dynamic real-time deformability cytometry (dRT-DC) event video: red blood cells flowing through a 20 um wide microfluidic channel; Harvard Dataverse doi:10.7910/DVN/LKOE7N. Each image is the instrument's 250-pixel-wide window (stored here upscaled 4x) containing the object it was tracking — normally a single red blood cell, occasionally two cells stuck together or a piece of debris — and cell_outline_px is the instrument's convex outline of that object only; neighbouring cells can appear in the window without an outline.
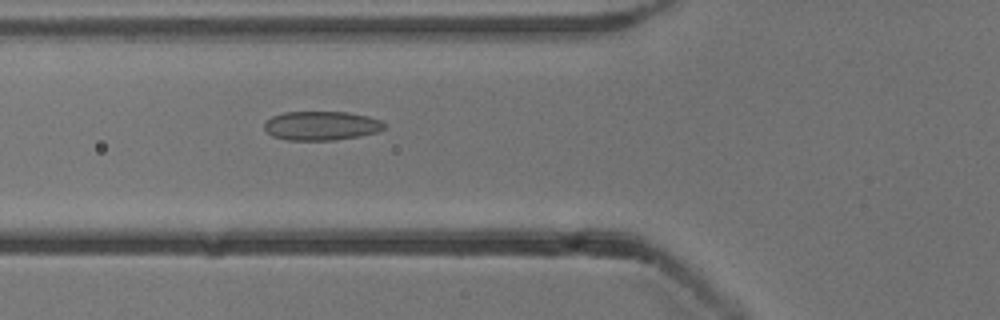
{"species": "common noctule bat (a hibernating species)", "species_latin": "Nyctalus noctula", "temperature_condition": "cold", "stored_images_in_passage": 54, "camera_frame_rate_fps": 3000, "um_per_image_px": 0.085, "animal": {"sex": "male", "body_mass_g": 13.3}, "frame": {"image": 1, "passage_image": 20, "time_ms": 6.333, "image_size_px": [1000, 320], "cell_outline_px": [[388, 124], [384, 128], [376, 132], [360, 136], [336, 140], [288, 140], [272, 136], [264, 128], [264, 124], [272, 116], [284, 112], [348, 112], [368, 116], [380, 120]], "centroid_in_image_um": [27.34, 10.68], "position_along_channel_um": 98.5, "area_um2": 20.35}}
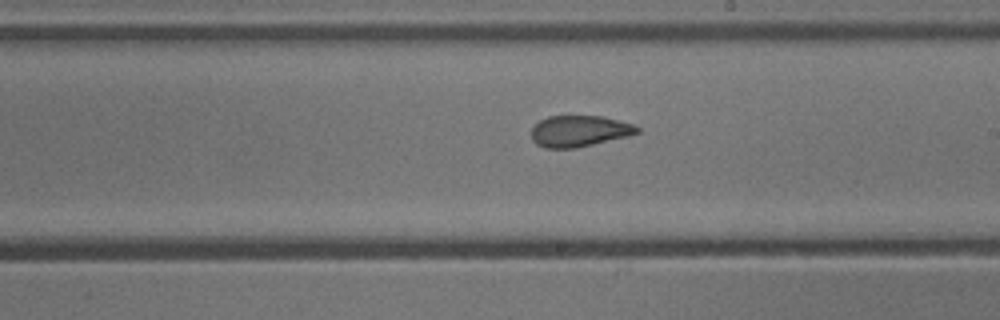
{"frame": {"image": 2, "passage_image": 31, "time_ms": 10.0, "image_size_px": [1000, 320], "cell_outline_px": [[640, 132], [628, 136], [576, 148], [544, 148], [536, 144], [532, 140], [532, 128], [540, 120], [548, 116], [604, 116], [632, 124], [640, 128]], "centroid_in_image_um": [49.24, 11.14], "position_along_channel_um": 239.8, "area_um2": 19.25}}
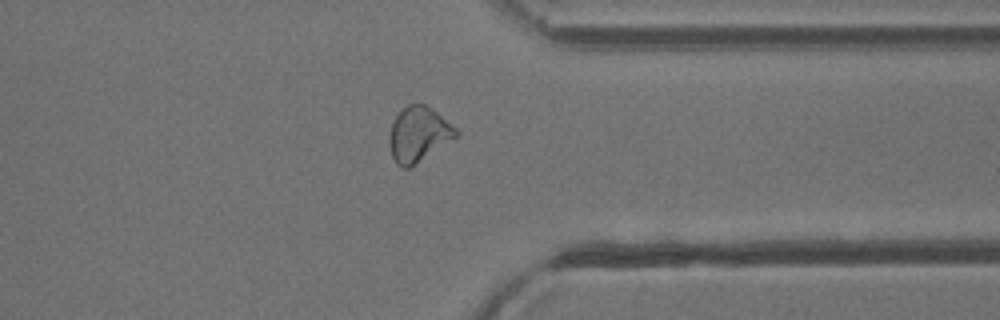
{"frame": {"image": 3, "passage_image": 42, "time_ms": 13.667, "image_size_px": [1000, 320], "cell_outline_px": [[460, 132], [456, 136], [408, 168], [400, 168], [396, 164], [392, 156], [388, 140], [388, 136], [392, 120], [408, 104], [424, 104], [432, 108], [456, 128]], "centroid_in_image_um": [35.52, 11.4], "position_along_channel_um": 375.9, "area_um2": 20.98}, "authors_computed_cell_mechanics": {"area_um2": 21.2993, "velocity_mm_per_s": 3.8323, "shape_relaxation_time_tau1_ms": null, "shape_relaxation_time_tau2_ms": 1.6321, "deformation_change_tau1": null, "deformation_change_tau2": 0.0861}}